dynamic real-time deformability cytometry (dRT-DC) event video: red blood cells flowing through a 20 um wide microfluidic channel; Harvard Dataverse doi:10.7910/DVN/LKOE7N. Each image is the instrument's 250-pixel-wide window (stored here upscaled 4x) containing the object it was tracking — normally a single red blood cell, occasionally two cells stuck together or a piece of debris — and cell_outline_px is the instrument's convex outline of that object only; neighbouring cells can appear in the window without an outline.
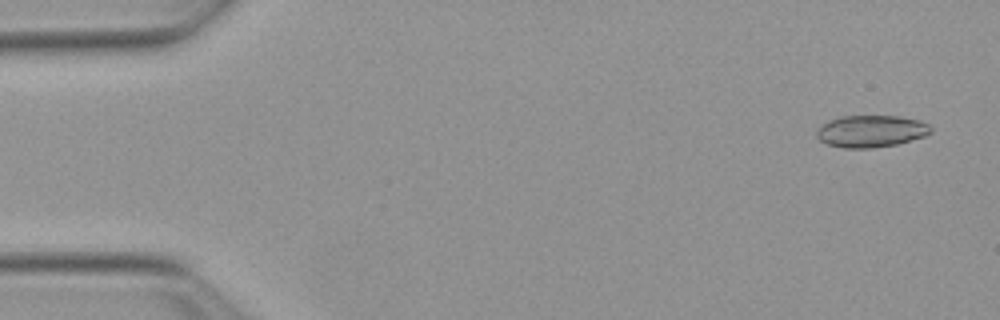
{"species": "Egyptian fruit bat (a non-hibernating species)", "species_latin": "Rousettus aegyptiacus", "temperature_condition": "warm", "stored_images_in_passage": 15, "camera_frame_rate_fps": 3000, "um_per_image_px": 0.085, "animal": {"sex": "female"}, "frame": {"image": 1, "passage_image": 3, "time_ms": 0.667, "image_size_px": [1000, 320], "cell_outline_px": [[932, 132], [924, 136], [896, 144], [872, 148], [844, 148], [828, 144], [820, 140], [816, 136], [816, 132], [828, 120], [840, 116], [900, 116], [920, 120], [928, 124], [932, 128]], "centroid_in_image_um": [74.05, 11.14], "position_along_channel_um": 10.9, "area_um2": 21.21}}
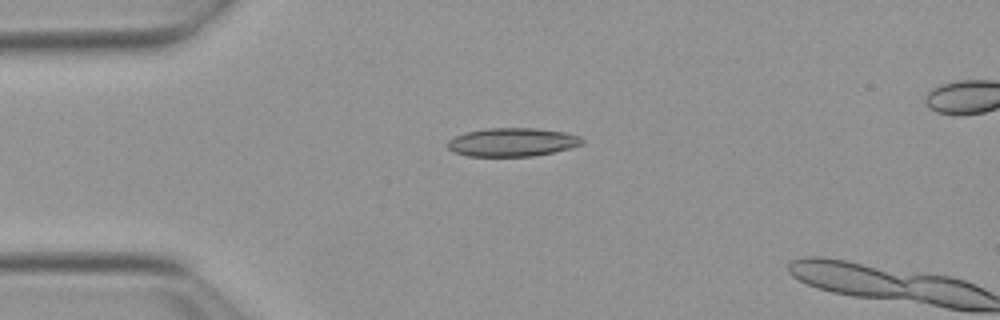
{"frame": {"image": 2, "passage_image": 13, "time_ms": 4.0, "image_size_px": [1000, 320], "cell_outline_px": [[584, 144], [572, 148], [532, 156], [468, 156], [452, 152], [448, 148], [448, 140], [464, 132], [488, 128], [536, 128], [564, 132], [580, 136], [584, 140]], "centroid_in_image_um": [43.55, 12.08], "position_along_channel_um": 41.4, "area_um2": 22.43}}